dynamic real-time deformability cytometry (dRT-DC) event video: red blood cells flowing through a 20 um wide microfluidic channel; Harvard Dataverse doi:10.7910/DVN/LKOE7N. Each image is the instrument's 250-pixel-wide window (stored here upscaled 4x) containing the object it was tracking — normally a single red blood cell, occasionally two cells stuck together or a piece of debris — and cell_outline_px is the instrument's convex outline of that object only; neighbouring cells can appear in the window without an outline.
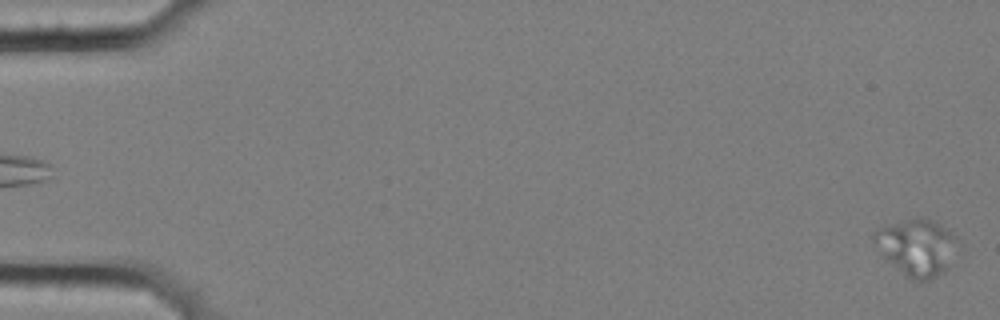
{"species": "common noctule bat (a hibernating species)", "species_latin": "Nyctalus noctula", "temperature_condition": "cold", "stored_images_in_passage": 6, "camera_frame_rate_fps": 3000, "um_per_image_px": 0.085, "animal": {"sex": "female", "body_mass_g": 25.1}, "frame": {"image": 1, "passage_image": 6, "time_ms": 1.667, "image_size_px": [1000, 320], "cell_outline_px": [[952, 236], [948, 268], [928, 280], [920, 284], [912, 280], [888, 260], [884, 256], [872, 240], [872, 236], [876, 232], [884, 228], [920, 216], [924, 216], [932, 220], [944, 228]], "centroid_in_image_um": [77.86, 21.05], "position_along_channel_um": 7.1, "area_um2": 25.78}}